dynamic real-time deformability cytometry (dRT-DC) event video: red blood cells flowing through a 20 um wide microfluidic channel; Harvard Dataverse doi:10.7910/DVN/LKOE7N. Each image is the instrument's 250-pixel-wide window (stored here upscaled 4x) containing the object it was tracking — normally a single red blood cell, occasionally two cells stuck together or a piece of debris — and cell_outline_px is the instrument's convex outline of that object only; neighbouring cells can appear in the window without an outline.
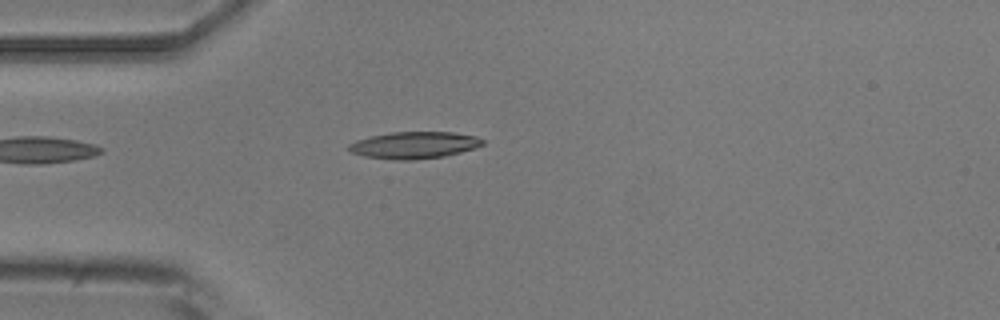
{"species": "common noctule bat (a hibernating species)", "species_latin": "Nyctalus noctula", "temperature_condition": "room temperature", "stored_images_in_passage": 5, "camera_frame_rate_fps": 3000, "um_per_image_px": 0.085, "animal": {"sex": "male", "body_mass_g": 20.5, "forearm_length_mm": 52.5}, "frame": {"image": 1, "passage_image": 5, "time_ms": 4.667, "image_size_px": [1000, 320], "cell_outline_px": [[484, 144], [476, 148], [444, 156], [416, 160], [392, 160], [364, 156], [352, 152], [348, 148], [348, 144], [356, 140], [372, 136], [392, 132], [452, 132], [476, 136], [484, 140]], "centroid_in_image_um": [35.22, 12.34], "position_along_channel_um": 49.8, "area_um2": 20.98}}